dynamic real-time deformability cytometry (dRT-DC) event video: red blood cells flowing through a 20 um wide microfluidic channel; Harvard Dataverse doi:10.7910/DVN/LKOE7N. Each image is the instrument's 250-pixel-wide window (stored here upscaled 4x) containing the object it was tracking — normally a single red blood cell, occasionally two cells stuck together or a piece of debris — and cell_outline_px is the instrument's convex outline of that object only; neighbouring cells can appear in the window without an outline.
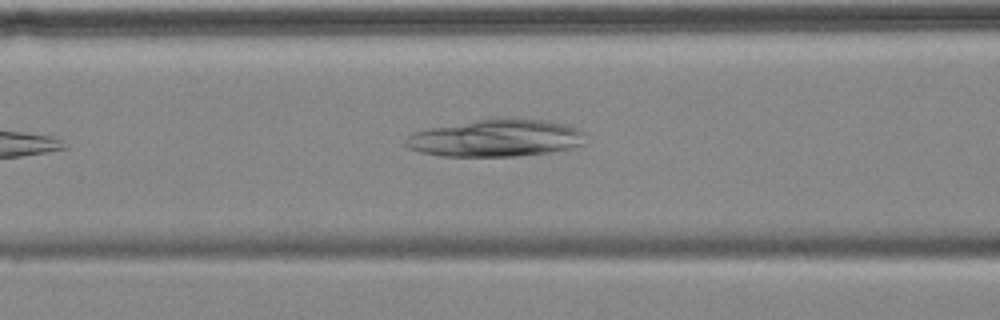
{"species": "common noctule bat (a hibernating species)", "species_latin": "Nyctalus noctula", "temperature_condition": "cold", "stored_images_in_passage": 4, "camera_frame_rate_fps": 3000, "um_per_image_px": 0.085, "animal": {"sex": "female", "body_mass_g": 18.4}, "frame": {"image": 1, "passage_image": 3, "time_ms": 2.667, "image_size_px": [1000, 320], "cell_outline_px": [[584, 144], [572, 148], [548, 152], [516, 156], [440, 156], [420, 152], [408, 148], [404, 144], [404, 140], [408, 136], [416, 132], [428, 128], [492, 116], [512, 116], [548, 120], [568, 124], [584, 132]], "centroid_in_image_um": [42.17, 11.69], "position_along_channel_um": 124.4, "area_um2": 40.11}}